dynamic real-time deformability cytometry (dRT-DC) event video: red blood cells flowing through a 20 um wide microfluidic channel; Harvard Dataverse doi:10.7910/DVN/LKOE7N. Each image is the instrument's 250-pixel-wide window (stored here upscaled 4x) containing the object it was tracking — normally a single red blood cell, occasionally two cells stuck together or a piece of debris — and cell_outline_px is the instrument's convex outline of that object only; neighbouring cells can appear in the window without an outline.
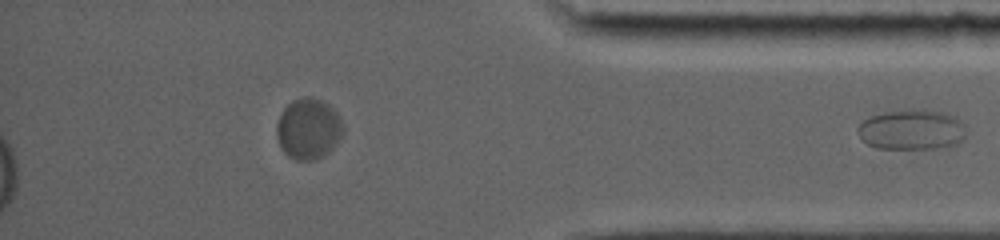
{"species": "common noctule bat (a hibernating species)", "species_latin": "Nyctalus noctula", "temperature_condition": "room temperature", "stored_images_in_passage": 43, "segment_of_instrument_passage": [2, 2], "camera_frame_rate_fps": 5000, "um_per_image_px": 0.085, "animal": {"sex": "female", "body_mass_g": 19.0, "forearm_length_mm": 56.7}, "frame": {"image": 1, "passage_image": 43, "time_ms": 13.2, "image_size_px": [1000, 240], "cell_outline_px": [[968, 132], [964, 140], [948, 148], [876, 148], [868, 144], [860, 136], [856, 128], [864, 120], [872, 116], [884, 112], [908, 108], [924, 108], [948, 112], [956, 116], [964, 124]], "centroid_in_image_um": [77.59, 10.99], "position_along_channel_um": 357.6, "area_um2": 26.18}}